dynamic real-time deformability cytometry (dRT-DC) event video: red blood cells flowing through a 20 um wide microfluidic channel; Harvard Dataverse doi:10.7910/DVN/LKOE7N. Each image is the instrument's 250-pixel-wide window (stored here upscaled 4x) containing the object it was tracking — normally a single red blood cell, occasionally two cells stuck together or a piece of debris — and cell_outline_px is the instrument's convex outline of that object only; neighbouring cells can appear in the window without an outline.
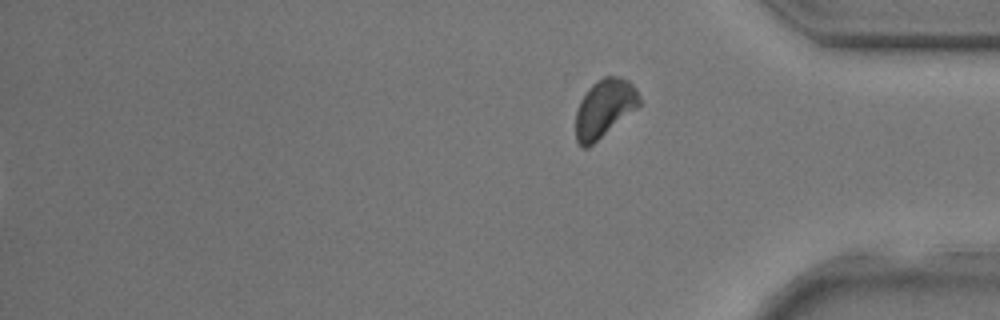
{"species": "common noctule bat (a hibernating species)", "species_latin": "Nyctalus noctula", "temperature_condition": "room temperature", "stored_images_in_passage": 27, "segment_of_instrument_passage": [2, 2], "camera_frame_rate_fps": 3000, "um_per_image_px": 0.085, "animal": {"sex": "male", "body_mass_g": 17.9, "forearm_length_mm": 54.2}, "frame": {"image": 1, "passage_image": 27, "time_ms": 8.667, "image_size_px": [1000, 320], "cell_outline_px": [[640, 104], [636, 108], [588, 148], [584, 148], [576, 140], [576, 112], [580, 100], [588, 88], [596, 80], [604, 76], [620, 76], [628, 80], [636, 88], [640, 96]], "centroid_in_image_um": [51.36, 9.17], "position_along_channel_um": 383.8, "area_um2": 21.39}}